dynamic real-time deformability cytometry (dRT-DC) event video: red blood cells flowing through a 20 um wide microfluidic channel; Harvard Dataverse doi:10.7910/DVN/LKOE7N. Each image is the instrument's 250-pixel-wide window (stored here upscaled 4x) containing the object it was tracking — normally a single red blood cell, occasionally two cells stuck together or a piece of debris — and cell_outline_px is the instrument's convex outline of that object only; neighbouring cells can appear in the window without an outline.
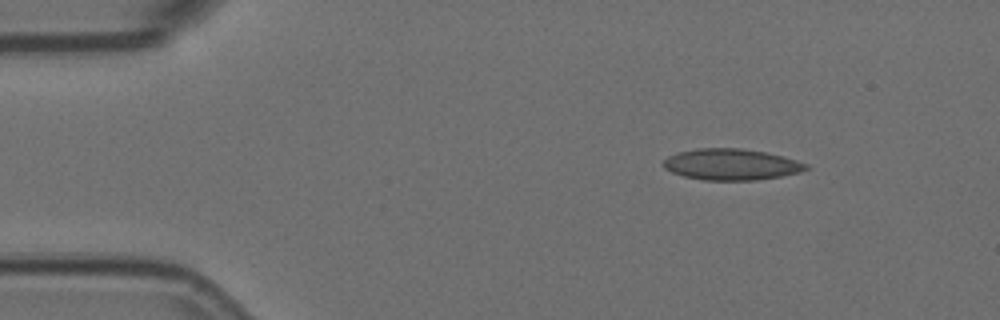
{"species": "Egyptian fruit bat (a non-hibernating species)", "species_latin": "Rousettus aegyptiacus", "temperature_condition": "room temperature", "stored_images_in_passage": 3, "camera_frame_rate_fps": 3000, "um_per_image_px": 0.085, "animal": {"sex": "female"}, "frame": {"image": 1, "passage_image": 1, "time_ms": 0.0, "image_size_px": [1000, 320], "cell_outline_px": [[808, 168], [800, 172], [780, 176], [756, 180], [704, 180], [684, 176], [672, 172], [664, 168], [664, 160], [668, 156], [676, 152], [696, 148], [740, 148], [764, 152], [784, 156], [808, 164]], "centroid_in_image_um": [62.14, 13.97], "position_along_channel_um": 22.9, "area_um2": 25.89}}